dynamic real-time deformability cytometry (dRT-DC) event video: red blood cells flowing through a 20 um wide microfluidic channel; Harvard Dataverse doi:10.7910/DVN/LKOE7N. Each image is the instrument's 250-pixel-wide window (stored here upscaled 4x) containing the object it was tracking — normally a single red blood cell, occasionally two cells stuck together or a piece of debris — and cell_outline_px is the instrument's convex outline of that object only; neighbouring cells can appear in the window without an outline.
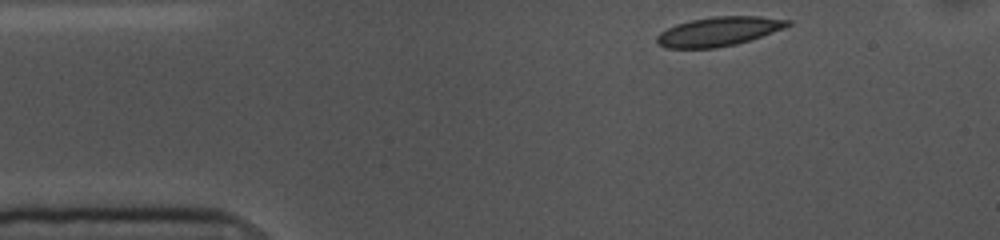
{"species": "common noctule bat (a hibernating species)", "species_latin": "Nyctalus noctula", "temperature_condition": "cold", "stored_images_in_passage": 48, "camera_frame_rate_fps": 3000, "um_per_image_px": 0.085, "animal": {"sex": "female", "body_mass_g": 10.0, "forearm_length_mm": 53.1}, "frame": {"image": 1, "passage_image": 1, "time_ms": 0.0, "image_size_px": [1000, 240], "cell_outline_px": [[792, 24], [784, 28], [736, 44], [716, 48], [664, 48], [656, 44], [656, 36], [660, 32], [676, 24], [692, 20], [712, 16], [760, 16], [792, 20]], "centroid_in_image_um": [61.06, 2.67], "position_along_channel_um": 23.9, "area_um2": 22.25}}
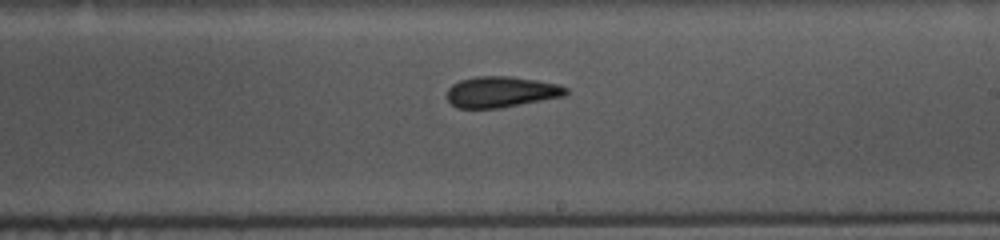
{"frame": {"image": 2, "passage_image": 24, "time_ms": 7.667, "image_size_px": [1000, 240], "cell_outline_px": [[568, 92], [564, 96], [500, 108], [456, 108], [448, 100], [448, 88], [452, 84], [460, 80], [476, 76], [512, 76], [560, 84], [568, 88]], "centroid_in_image_um": [42.61, 7.8], "position_along_channel_um": 246.4, "area_um2": 21.5}}
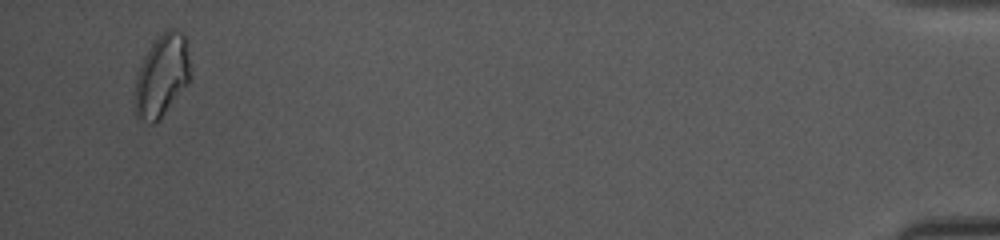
{"frame": {"image": 3, "passage_image": 46, "time_ms": 15.0, "image_size_px": [1000, 240], "cell_outline_px": [[188, 84], [160, 120], [156, 124], [152, 124], [136, 116], [132, 100], [136, 76], [140, 64], [148, 48], [168, 28], [172, 28], [180, 32], [184, 36], [188, 60]], "centroid_in_image_um": [13.69, 6.51], "position_along_channel_um": 421.5, "area_um2": 26.53}, "authors_computed_cell_mechanics": {"area_um2": 21.964, "velocity_mm_per_s": 3.572, "shape_relaxation_time_tau1_ms": 7.2227, "shape_relaxation_time_tau2_ms": 2.3442, "deformation_change_tau1": 0.1454, "deformation_change_tau2": 0.0785}}